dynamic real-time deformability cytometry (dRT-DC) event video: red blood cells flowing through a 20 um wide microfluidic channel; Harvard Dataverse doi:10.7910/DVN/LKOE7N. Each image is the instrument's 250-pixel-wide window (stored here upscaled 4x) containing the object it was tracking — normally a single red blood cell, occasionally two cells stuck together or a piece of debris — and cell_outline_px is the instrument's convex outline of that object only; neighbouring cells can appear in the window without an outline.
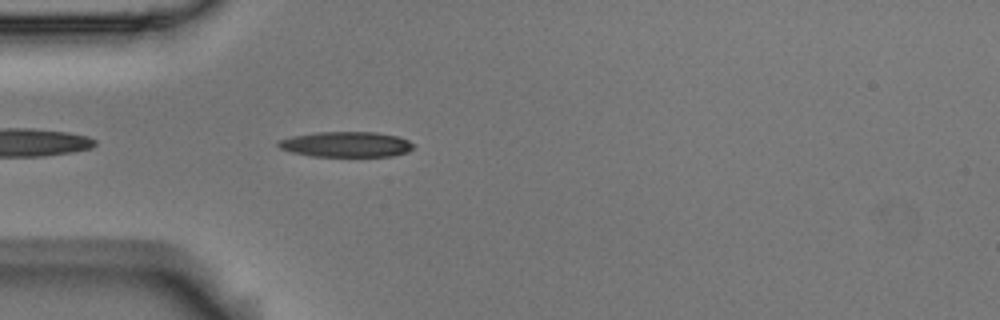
{"species": "Egyptian fruit bat (a non-hibernating species)", "species_latin": "Rousettus aegyptiacus", "temperature_condition": "room temperature", "stored_images_in_passage": 14, "camera_frame_rate_fps": 3000, "um_per_image_px": 0.085, "animal": {"sex": "male"}, "frame": {"image": 1, "passage_image": 3, "time_ms": 0.667, "image_size_px": [1000, 320], "cell_outline_px": [[416, 144], [408, 152], [392, 156], [312, 156], [292, 152], [280, 148], [276, 144], [280, 140], [292, 136], [316, 132], [376, 132], [396, 136], [408, 140]], "centroid_in_image_um": [29.44, 12.27], "position_along_channel_um": 55.6, "area_um2": 19.94}}
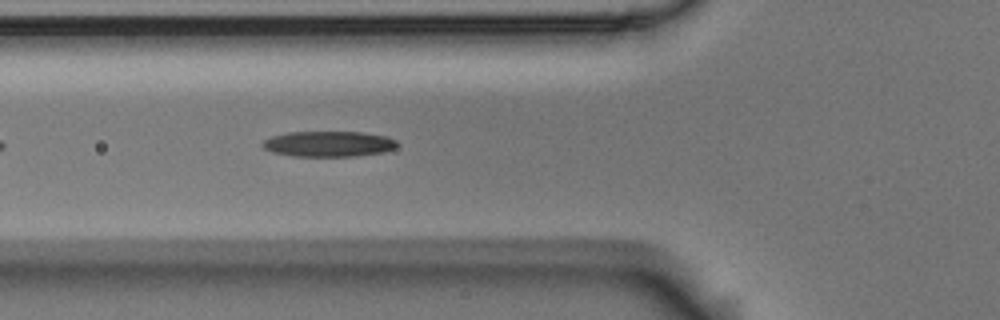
{"frame": {"image": 2, "passage_image": 7, "time_ms": 2.0, "image_size_px": [1000, 320], "cell_outline_px": [[400, 144], [396, 148], [384, 152], [356, 156], [292, 156], [272, 152], [264, 148], [260, 144], [264, 140], [272, 136], [288, 132], [360, 132], [388, 136], [396, 140]], "centroid_in_image_um": [27.96, 12.23], "position_along_channel_um": 97.8, "area_um2": 20.23}}
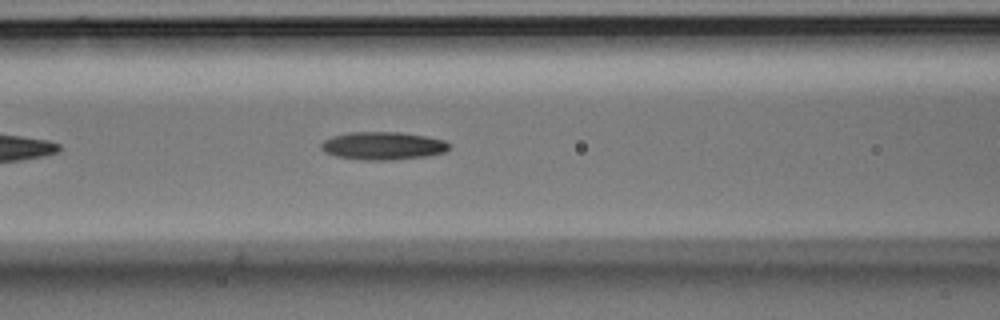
{"frame": {"image": 3, "passage_image": 10, "time_ms": 3.0, "image_size_px": [1000, 320], "cell_outline_px": [[452, 144], [444, 152], [428, 156], [388, 160], [360, 160], [336, 156], [324, 152], [320, 148], [320, 144], [324, 140], [332, 136], [352, 132], [400, 132], [428, 136], [444, 140]], "centroid_in_image_um": [32.55, 12.39], "position_along_channel_um": 134.1, "area_um2": 20.98}}